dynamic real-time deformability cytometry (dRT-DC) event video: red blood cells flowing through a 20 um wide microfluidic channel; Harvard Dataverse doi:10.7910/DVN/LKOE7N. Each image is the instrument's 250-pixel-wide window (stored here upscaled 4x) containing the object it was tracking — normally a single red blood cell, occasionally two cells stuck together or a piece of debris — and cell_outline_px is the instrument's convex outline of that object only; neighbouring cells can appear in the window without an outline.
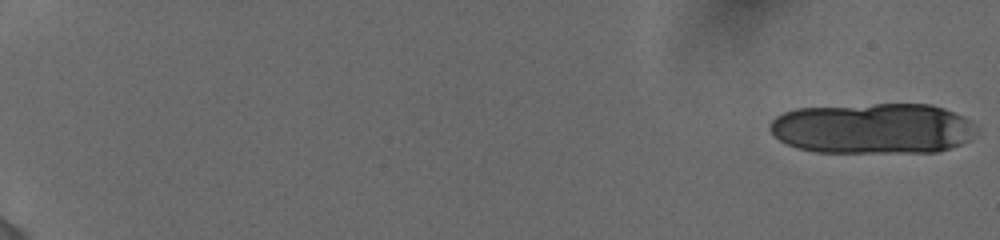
{"species": "human", "species_latin": "Homo sapiens", "temperature_condition": "cold", "stored_images_in_passage": 20, "camera_frame_rate_fps": 3000, "um_per_image_px": 0.085, "donor": {"sex": "female"}, "frame": {"image": 1, "passage_image": 1, "time_ms": 0.0, "image_size_px": [1000, 240], "cell_outline_px": [[976, 136], [960, 144], [940, 152], [816, 152], [796, 148], [780, 140], [768, 128], [768, 124], [776, 116], [784, 112], [796, 108], [876, 104], [932, 104], [944, 108], [964, 116], [976, 128]], "centroid_in_image_um": [74.2, 10.92], "position_along_channel_um": 10.8, "area_um2": 61.33}}